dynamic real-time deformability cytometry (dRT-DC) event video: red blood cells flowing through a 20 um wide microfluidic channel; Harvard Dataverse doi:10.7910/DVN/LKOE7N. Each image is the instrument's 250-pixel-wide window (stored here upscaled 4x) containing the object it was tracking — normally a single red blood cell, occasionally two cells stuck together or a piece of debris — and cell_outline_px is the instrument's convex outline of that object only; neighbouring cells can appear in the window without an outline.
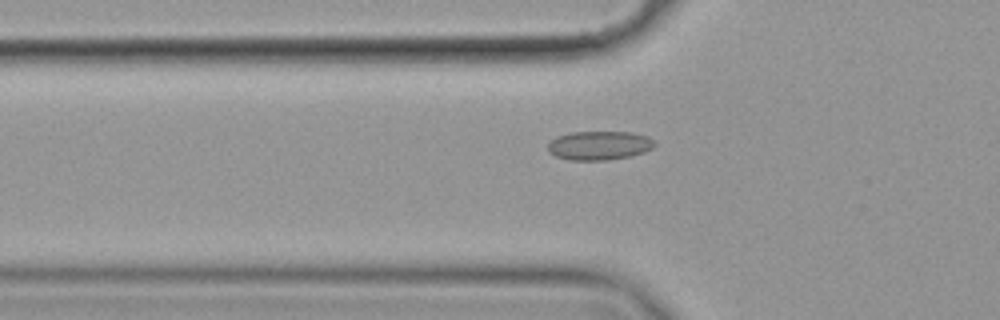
{"species": "common noctule bat (a hibernating species)", "species_latin": "Nyctalus noctula", "temperature_condition": "cold", "stored_images_in_passage": 58, "camera_frame_rate_fps": 3000, "um_per_image_px": 0.085, "animal": {"sex": "female", "body_mass_g": 19.9}, "frame": {"image": 1, "passage_image": 20, "time_ms": 6.333, "image_size_px": [1000, 320], "cell_outline_px": [[656, 144], [652, 148], [644, 152], [632, 156], [608, 160], [568, 160], [556, 156], [548, 152], [548, 144], [556, 136], [572, 132], [632, 132], [648, 136], [656, 140]], "centroid_in_image_um": [50.97, 12.36], "position_along_channel_um": 74.8, "area_um2": 18.21}}
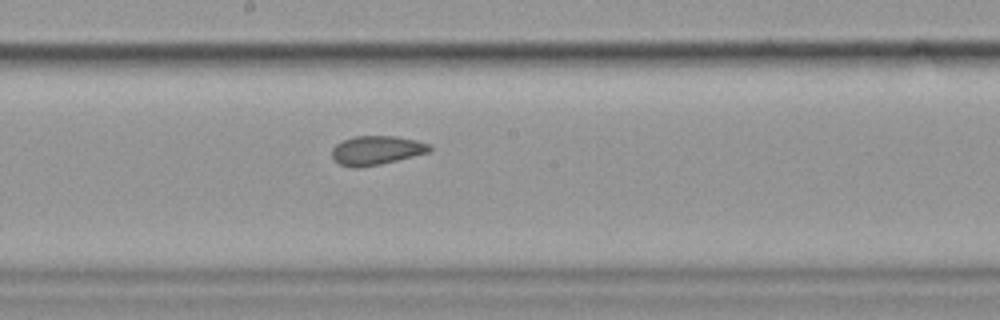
{"frame": {"image": 2, "passage_image": 32, "time_ms": 10.333, "image_size_px": [1000, 320], "cell_outline_px": [[432, 148], [428, 152], [380, 164], [360, 168], [352, 168], [340, 164], [332, 156], [332, 148], [336, 144], [344, 140], [356, 136], [396, 136], [416, 140], [432, 144]], "centroid_in_image_um": [32.0, 12.77], "position_along_channel_um": 216.2, "area_um2": 16.42}}
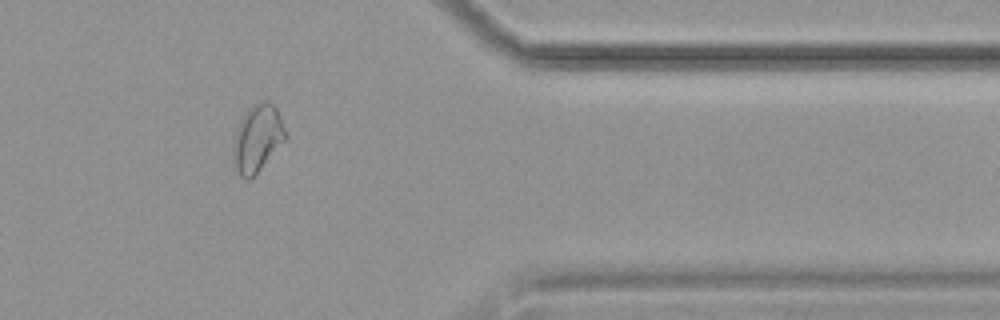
{"frame": {"image": 3, "passage_image": 48, "time_ms": 15.667, "image_size_px": [1000, 320], "cell_outline_px": [[288, 136], [260, 168], [248, 180], [244, 180], [240, 176], [236, 168], [236, 128], [244, 112], [248, 108], [256, 104], [272, 104], [276, 108], [280, 116]], "centroid_in_image_um": [21.91, 11.74], "position_along_channel_um": 389.5, "area_um2": 19.31}, "authors_computed_cell_mechanics": {"area_um2": 18.3226, "velocity_mm_per_s": 3.5352, "shape_relaxation_time_tau1_ms": null, "shape_relaxation_time_tau2_ms": 1.9254, "deformation_change_tau1": null, "deformation_change_tau2": 0.0714}}